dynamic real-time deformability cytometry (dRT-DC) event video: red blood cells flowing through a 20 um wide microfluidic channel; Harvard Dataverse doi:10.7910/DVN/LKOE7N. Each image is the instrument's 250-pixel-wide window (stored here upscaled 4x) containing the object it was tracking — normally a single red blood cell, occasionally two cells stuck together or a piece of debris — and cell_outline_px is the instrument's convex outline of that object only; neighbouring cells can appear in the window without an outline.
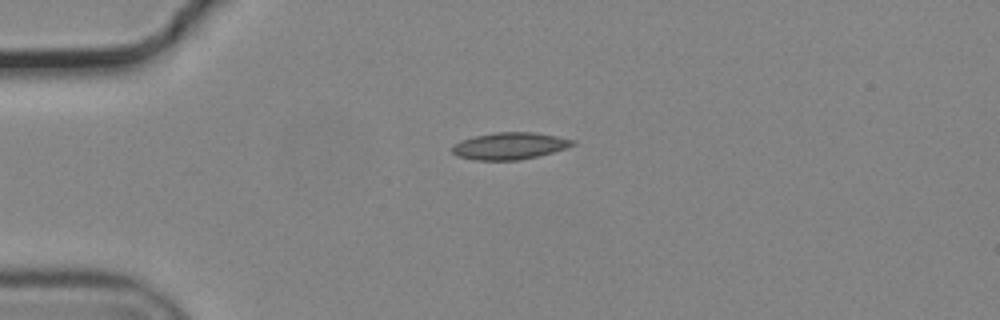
{"species": "common noctule bat (a hibernating species)", "species_latin": "Nyctalus noctula", "temperature_condition": "cold", "stored_images_in_passage": 42, "camera_frame_rate_fps": 3000, "um_per_image_px": 0.085, "animal": {"sex": "male", "body_mass_g": 19.2, "forearm_length_mm": 51.8}, "frame": {"image": 1, "passage_image": 1, "time_ms": 0.0, "image_size_px": [1000, 320], "cell_outline_px": [[576, 144], [552, 152], [520, 160], [476, 160], [456, 156], [452, 152], [452, 144], [460, 140], [476, 136], [496, 132], [532, 132], [556, 136], [576, 140]], "centroid_in_image_um": [43.29, 12.4], "position_along_channel_um": 41.7, "area_um2": 18.84}}
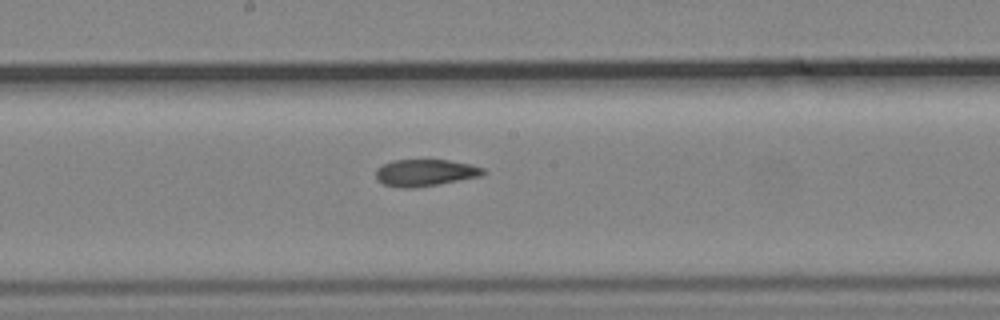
{"frame": {"image": 2, "passage_image": 17, "time_ms": 5.333, "image_size_px": [1000, 320], "cell_outline_px": [[488, 172], [480, 176], [436, 184], [412, 188], [400, 188], [384, 184], [376, 180], [376, 168], [392, 160], [448, 160], [472, 164], [484, 168]], "centroid_in_image_um": [36.13, 14.67], "position_along_channel_um": 212.1, "area_um2": 16.76}}
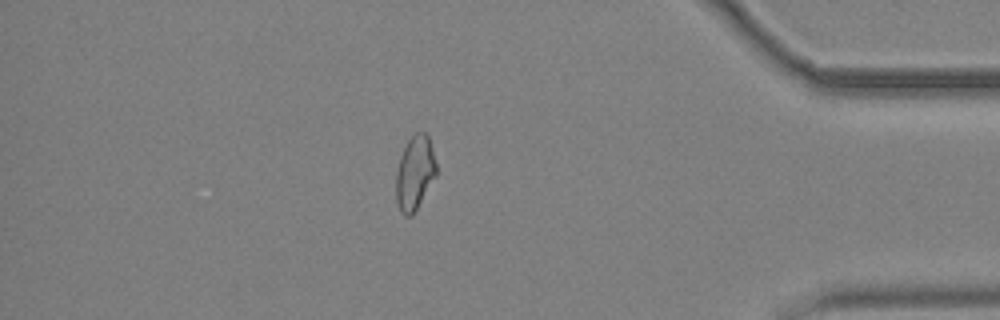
{"frame": {"image": 3, "passage_image": 35, "time_ms": 11.333, "image_size_px": [1000, 320], "cell_outline_px": [[436, 176], [412, 216], [404, 216], [400, 212], [396, 200], [396, 172], [400, 156], [408, 140], [416, 132], [424, 132], [428, 136], [432, 148], [436, 164]], "centroid_in_image_um": [35.25, 14.72], "position_along_channel_um": 400.0, "area_um2": 17.34}, "authors_computed_cell_mechanics": {"area_um2": 17.5712, "velocity_mm_per_s": 3.7303, "shape_relaxation_time_tau1_ms": null, "shape_relaxation_time_tau2_ms": 3.4778, "deformation_change_tau1": null, "deformation_change_tau2": 0.0927}}